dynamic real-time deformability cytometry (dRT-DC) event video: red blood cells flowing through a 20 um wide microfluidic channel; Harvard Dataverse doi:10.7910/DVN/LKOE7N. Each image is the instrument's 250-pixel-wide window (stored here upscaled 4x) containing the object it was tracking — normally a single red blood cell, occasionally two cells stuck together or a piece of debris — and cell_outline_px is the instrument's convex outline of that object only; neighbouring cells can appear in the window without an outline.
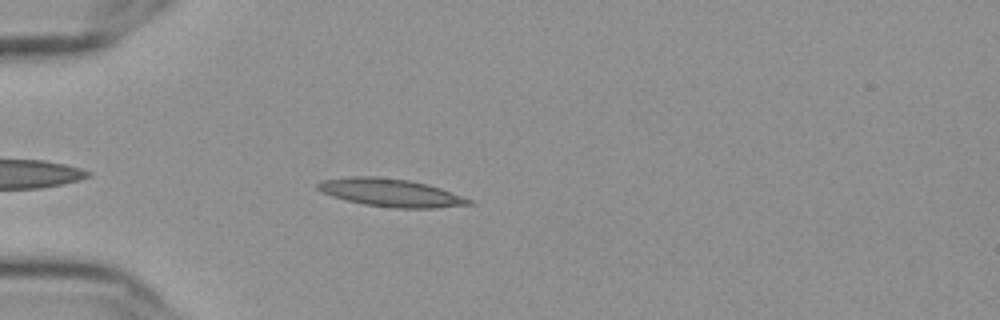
{"species": "Egyptian fruit bat (a non-hibernating species)", "species_latin": "Rousettus aegyptiacus", "temperature_condition": "cold", "stored_images_in_passage": 45, "camera_frame_rate_fps": 3000, "um_per_image_px": 0.085, "frame": {"image": 1, "passage_image": 5, "time_ms": 1.333, "image_size_px": [1000, 320], "cell_outline_px": [[472, 204], [436, 208], [396, 208], [364, 204], [332, 196], [320, 192], [316, 188], [316, 184], [324, 180], [352, 176], [376, 176], [408, 180], [428, 184], [440, 188], [472, 200]], "centroid_in_image_um": [33.19, 16.37], "position_along_channel_um": 51.8, "area_um2": 24.39}}
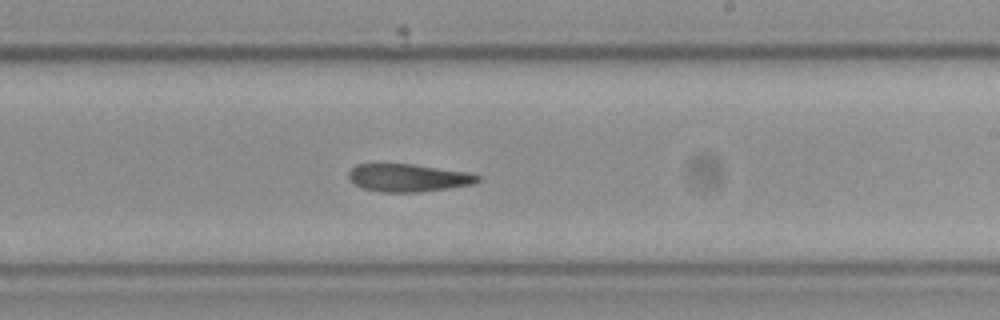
{"frame": {"image": 2, "passage_image": 23, "time_ms": 7.333, "image_size_px": [1000, 320], "cell_outline_px": [[480, 180], [472, 184], [448, 188], [420, 192], [384, 192], [364, 188], [348, 180], [348, 172], [356, 164], [412, 164], [468, 172], [480, 176]], "centroid_in_image_um": [34.69, 15.11], "position_along_channel_um": 254.3, "area_um2": 20.75}}
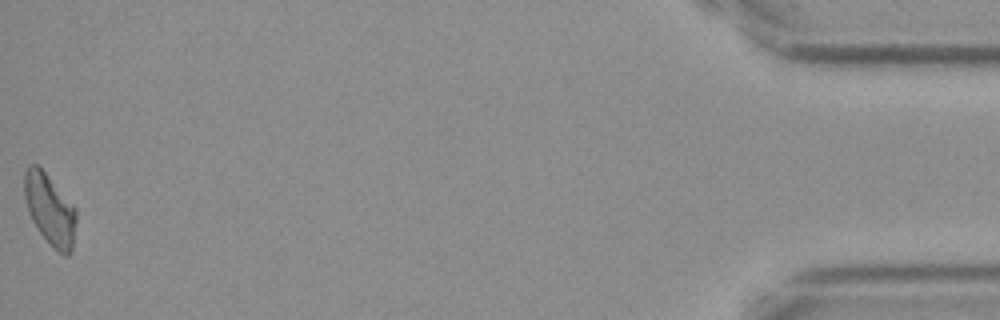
{"frame": {"image": 3, "passage_image": 45, "time_ms": 14.667, "image_size_px": [1000, 320], "cell_outline_px": [[76, 220], [72, 248], [68, 256], [64, 256], [40, 232], [32, 220], [28, 212], [24, 196], [24, 172], [28, 164], [36, 164], [44, 172], [76, 208]], "centroid_in_image_um": [4.22, 17.78], "position_along_channel_um": 431.0, "area_um2": 20.98}}